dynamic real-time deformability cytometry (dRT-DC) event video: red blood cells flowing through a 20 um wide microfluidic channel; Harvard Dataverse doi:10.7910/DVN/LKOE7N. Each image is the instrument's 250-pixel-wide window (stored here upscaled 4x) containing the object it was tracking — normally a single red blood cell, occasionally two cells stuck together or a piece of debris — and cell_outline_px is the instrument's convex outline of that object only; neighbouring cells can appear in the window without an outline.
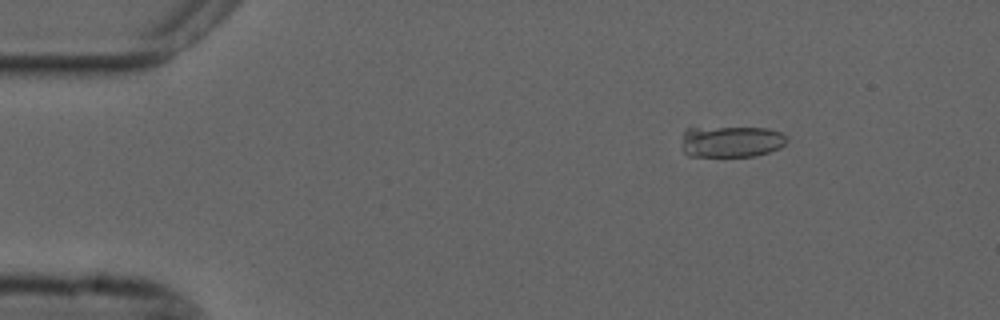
{"species": "common noctule bat (a hibernating species)", "species_latin": "Nyctalus noctula", "temperature_condition": "cold", "stored_images_in_passage": 55, "camera_frame_rate_fps": 3000, "um_per_image_px": 0.085, "animal": {"sex": "male", "forearm_length_mm": 52.5}, "frame": {"image": 1, "passage_image": 8, "time_ms": 2.333, "image_size_px": [1000, 320], "cell_outline_px": [[788, 140], [780, 148], [756, 156], [688, 156], [684, 152], [684, 132], [688, 128], [768, 128], [780, 132], [788, 136]], "centroid_in_image_um": [62.22, 12.04], "position_along_channel_um": 22.8, "area_um2": 19.02}}
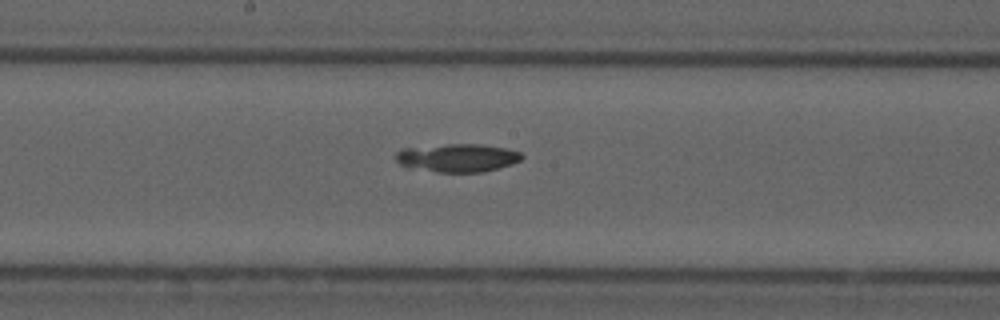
{"frame": {"image": 2, "passage_image": 29, "time_ms": 9.333, "image_size_px": [1000, 320], "cell_outline_px": [[524, 156], [520, 160], [512, 164], [484, 172], [436, 172], [408, 168], [400, 164], [396, 160], [396, 152], [400, 148], [448, 144], [480, 144], [504, 148], [520, 152]], "centroid_in_image_um": [38.84, 13.42], "position_along_channel_um": 209.4, "area_um2": 20.87}}
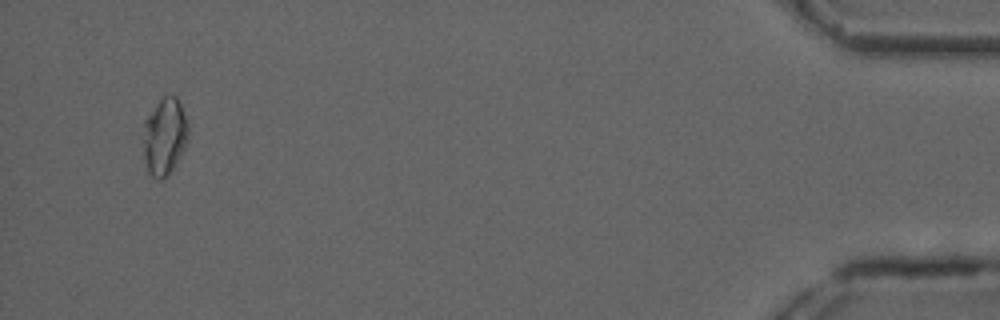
{"frame": {"image": 3, "passage_image": 53, "time_ms": 17.333, "image_size_px": [1000, 320], "cell_outline_px": [[188, 140], [180, 156], [168, 176], [160, 180], [156, 180], [148, 172], [144, 160], [144, 120], [156, 104], [164, 96], [176, 96], [180, 104], [188, 124]], "centroid_in_image_um": [13.99, 11.63], "position_along_channel_um": 421.2, "area_um2": 20.11}}